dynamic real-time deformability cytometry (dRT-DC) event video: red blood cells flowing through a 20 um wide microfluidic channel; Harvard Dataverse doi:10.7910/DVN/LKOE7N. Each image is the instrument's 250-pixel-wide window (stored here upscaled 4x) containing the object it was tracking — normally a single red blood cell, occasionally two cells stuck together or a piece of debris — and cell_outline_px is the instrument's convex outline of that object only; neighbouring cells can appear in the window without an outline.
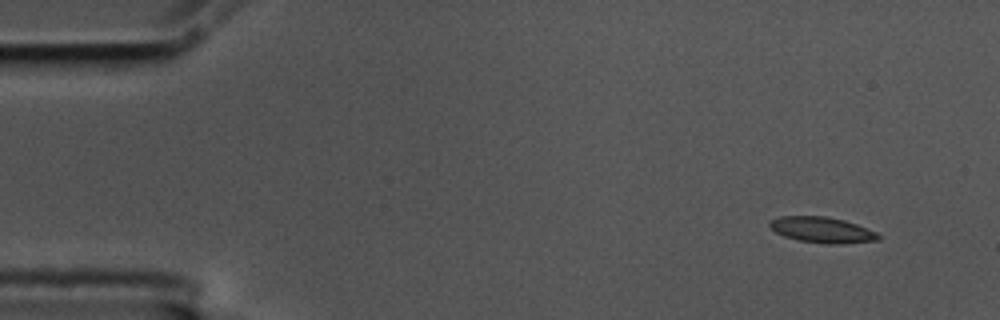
{"species": "common noctule bat (a hibernating species)", "species_latin": "Nyctalus noctula", "temperature_condition": "cold", "stored_images_in_passage": 5, "camera_frame_rate_fps": 3000, "um_per_image_px": 0.085, "animal": {"sex": "male", "body_mass_g": 17.5, "forearm_length_mm": 52.3}, "frame": {"image": 1, "passage_image": 1, "time_ms": 0.0, "image_size_px": [1000, 320], "cell_outline_px": [[880, 240], [840, 244], [828, 244], [800, 240], [784, 236], [776, 232], [768, 224], [772, 220], [780, 216], [824, 216], [844, 220], [856, 224], [876, 232], [880, 236]], "centroid_in_image_um": [69.9, 19.54], "position_along_channel_um": 15.1, "area_um2": 16.13}}
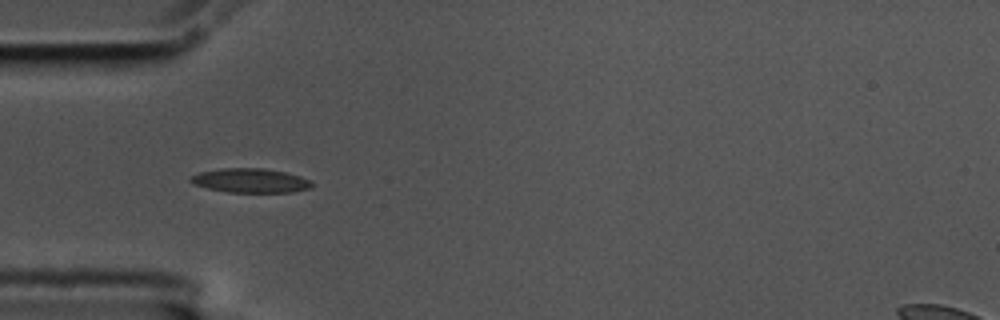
{"frame": {"image": 2, "passage_image": 4, "time_ms": 1.0, "image_size_px": [1000, 320], "cell_outline_px": [[316, 184], [312, 188], [292, 192], [228, 192], [208, 188], [192, 184], [188, 180], [192, 176], [200, 172], [220, 168], [264, 168], [284, 172], [300, 176], [312, 180]], "centroid_in_image_um": [21.33, 15.35], "position_along_channel_um": 63.7, "area_um2": 17.28}}